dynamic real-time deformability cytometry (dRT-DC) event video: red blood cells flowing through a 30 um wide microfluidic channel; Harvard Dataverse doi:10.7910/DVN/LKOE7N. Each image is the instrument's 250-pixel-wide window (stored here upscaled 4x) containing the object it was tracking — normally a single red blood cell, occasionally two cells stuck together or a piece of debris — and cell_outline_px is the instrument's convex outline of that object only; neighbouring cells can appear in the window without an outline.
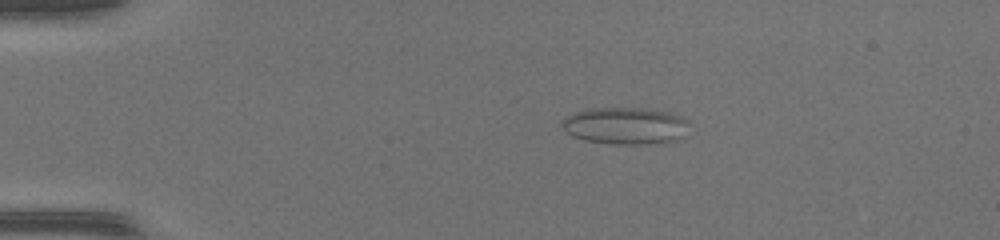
{"species": "common noctule bat (a hibernating species)", "species_latin": "Nyctalus noctula", "temperature_condition": "warm", "stored_images_in_passage": 41, "camera_frame_rate_fps": 3000, "um_per_image_px": 0.085, "animal": {"sex": "female", "body_mass_g": 17.0, "forearm_length_mm": 48.0}, "frame": {"image": 1, "passage_image": 1, "time_ms": 0.0, "image_size_px": [1000, 240], "cell_outline_px": [[684, 136], [676, 140], [644, 144], [612, 144], [588, 140], [572, 136], [560, 124], [564, 116], [588, 108], [644, 108], [668, 112], [680, 116], [684, 120]], "centroid_in_image_um": [53.07, 10.68], "position_along_channel_um": 31.9, "area_um2": 26.99}}
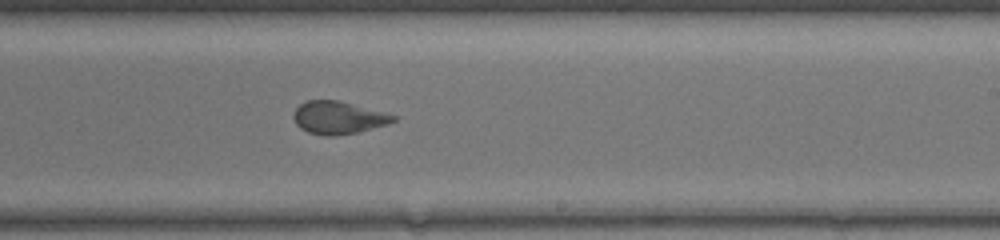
{"frame": {"image": 2, "passage_image": 22, "time_ms": 7.0, "image_size_px": [1000, 240], "cell_outline_px": [[396, 120], [388, 124], [356, 132], [336, 136], [324, 136], [308, 132], [300, 128], [296, 124], [292, 116], [296, 108], [300, 104], [308, 100], [336, 100], [396, 116]], "centroid_in_image_um": [28.69, 10.01], "position_along_channel_um": 260.3, "area_um2": 18.67}}
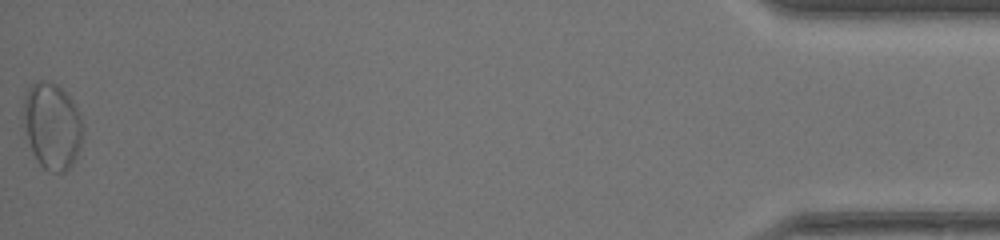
{"frame": {"image": 3, "passage_image": 41, "time_ms": 13.333, "image_size_px": [1000, 240], "cell_outline_px": [[84, 124], [80, 144], [76, 156], [72, 164], [64, 172], [48, 172], [36, 160], [32, 152], [24, 128], [24, 96], [28, 88], [32, 84], [40, 80], [48, 80], [56, 84], [72, 100], [80, 112]], "centroid_in_image_um": [4.43, 10.7], "position_along_channel_um": 430.8, "area_um2": 30.0}, "authors_computed_cell_mechanics": {"area_um2": 19.9988, "velocity_mm_per_s": 4.177, "shape_relaxation_time_tau1_ms": null, "shape_relaxation_time_tau2_ms": 0.9298, "deformation_change_tau1": null, "deformation_change_tau2": 0.0812}}